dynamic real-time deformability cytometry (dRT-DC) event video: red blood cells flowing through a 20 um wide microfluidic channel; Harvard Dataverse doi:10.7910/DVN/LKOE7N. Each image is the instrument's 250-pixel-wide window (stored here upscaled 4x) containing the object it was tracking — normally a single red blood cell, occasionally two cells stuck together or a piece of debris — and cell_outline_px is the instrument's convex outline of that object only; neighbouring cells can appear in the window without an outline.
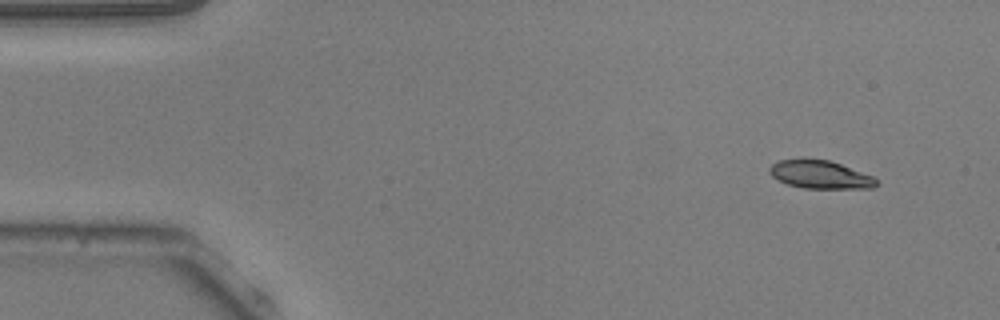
{"species": "common noctule bat (a hibernating species)", "species_latin": "Nyctalus noctula", "temperature_condition": "warm", "stored_images_in_passage": 50, "camera_frame_rate_fps": 3000, "um_per_image_px": 0.085, "animal": {"sex": "male", "body_mass_g": 20.5, "forearm_length_mm": 52.5}, "frame": {"image": 1, "passage_image": 1, "time_ms": 0.0, "image_size_px": [1000, 320], "cell_outline_px": [[876, 184], [872, 188], [804, 188], [788, 184], [776, 180], [768, 172], [768, 168], [772, 164], [780, 160], [828, 160], [840, 164], [872, 176], [876, 180]], "centroid_in_image_um": [69.66, 14.85], "position_along_channel_um": 15.3, "area_um2": 17.05}}
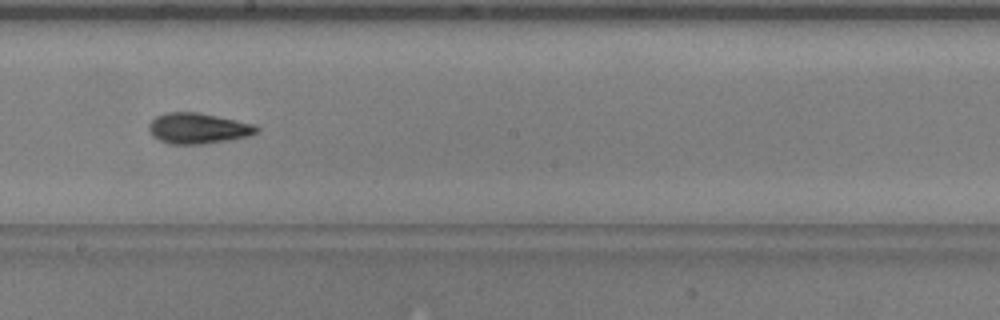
{"frame": {"image": 2, "passage_image": 26, "time_ms": 8.333, "image_size_px": [1000, 320], "cell_outline_px": [[260, 128], [256, 132], [248, 136], [228, 140], [200, 144], [168, 144], [152, 136], [148, 128], [148, 124], [156, 116], [164, 112], [200, 112], [256, 124]], "centroid_in_image_um": [16.82, 10.89], "position_along_channel_um": 231.4, "area_um2": 19.42}}
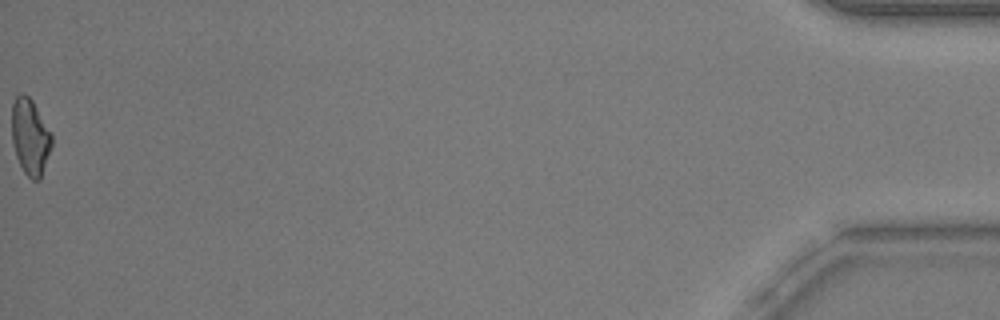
{"frame": {"image": 3, "passage_image": 50, "time_ms": 16.333, "image_size_px": [1000, 320], "cell_outline_px": [[52, 144], [40, 180], [32, 180], [24, 172], [16, 156], [12, 144], [12, 104], [16, 96], [20, 92], [24, 92], [32, 100], [52, 136]], "centroid_in_image_um": [2.54, 11.62], "position_along_channel_um": 432.7, "area_um2": 17.57}, "authors_computed_cell_mechanics": {"area_um2": 18.1203, "velocity_mm_per_s": 3.8156, "shape_relaxation_time_tau1_ms": 3.7934, "shape_relaxation_time_tau2_ms": 2.336, "deformation_change_tau1": 0.148, "deformation_change_tau2": 0.0842}}